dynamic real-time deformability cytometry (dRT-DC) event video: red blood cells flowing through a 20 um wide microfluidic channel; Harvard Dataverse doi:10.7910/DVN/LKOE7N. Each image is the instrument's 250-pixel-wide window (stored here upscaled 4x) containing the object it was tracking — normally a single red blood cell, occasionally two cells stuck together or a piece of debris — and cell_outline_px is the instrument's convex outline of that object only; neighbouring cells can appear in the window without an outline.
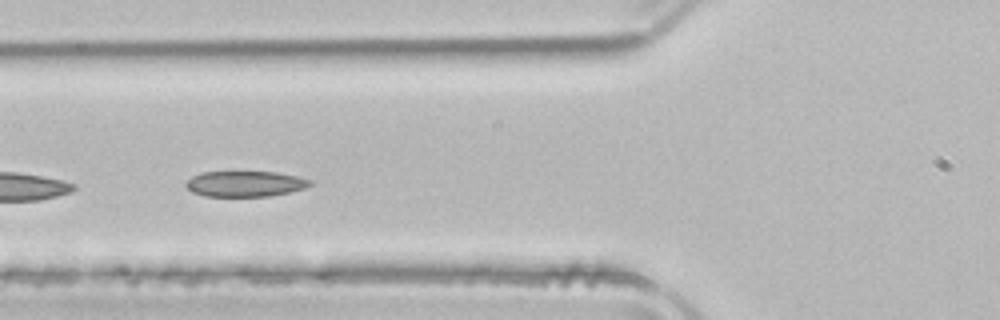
{"species": "common noctule bat (a hibernating species)", "species_latin": "Nyctalus noctula", "temperature_condition": "room temperature", "stored_images_in_passage": 4, "camera_frame_rate_fps": 3000, "um_per_image_px": 0.085, "animal": {"sex": "male", "body_mass_g": 21.5, "forearm_length_mm": 52.0}, "frame": {"image": 1, "passage_image": 3, "time_ms": 0.667, "image_size_px": [1000, 320], "cell_outline_px": [[312, 184], [304, 188], [288, 192], [268, 196], [204, 196], [192, 192], [184, 184], [192, 176], [200, 172], [276, 172], [296, 176], [312, 180]], "centroid_in_image_um": [20.81, 15.62], "position_along_channel_um": 105.0, "area_um2": 18.44}}
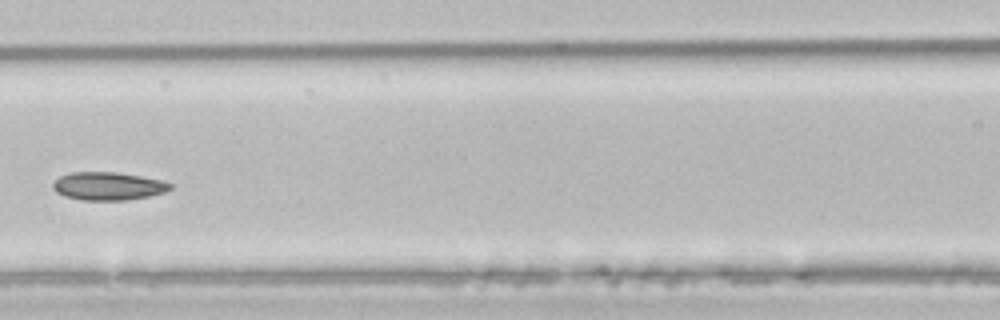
{"frame": {"image": 2, "passage_image": 4, "time_ms": 1.0, "image_size_px": [1000, 320], "cell_outline_px": [[172, 188], [164, 192], [148, 196], [128, 200], [80, 200], [64, 196], [56, 192], [52, 188], [52, 184], [60, 176], [72, 172], [116, 172], [164, 180], [172, 184]], "centroid_in_image_um": [9.19, 15.82], "position_along_channel_um": 157.4, "area_um2": 19.25}}